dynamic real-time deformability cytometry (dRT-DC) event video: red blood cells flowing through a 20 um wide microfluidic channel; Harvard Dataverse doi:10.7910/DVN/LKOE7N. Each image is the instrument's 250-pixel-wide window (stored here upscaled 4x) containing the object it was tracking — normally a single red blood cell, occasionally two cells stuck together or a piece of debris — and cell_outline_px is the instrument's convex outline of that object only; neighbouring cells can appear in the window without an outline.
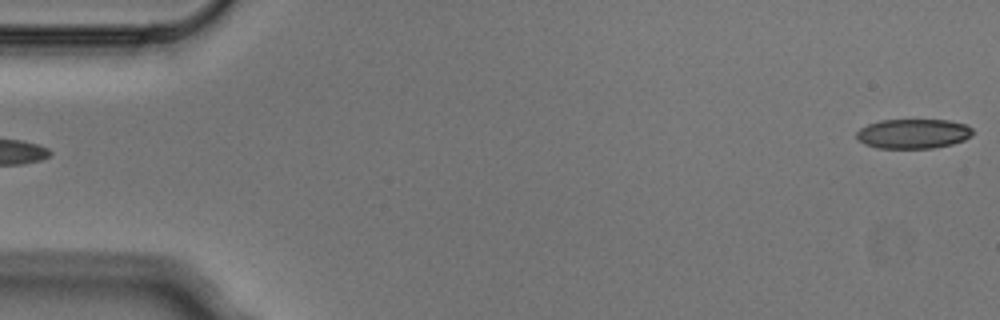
{"species": "Egyptian fruit bat (a non-hibernating species)", "species_latin": "Rousettus aegyptiacus", "temperature_condition": "cold", "stored_images_in_passage": 4, "segment_of_instrument_passage": [2, 2], "camera_frame_rate_fps": 3000, "um_per_image_px": 0.085, "animal": {"sex": "male"}, "frame": {"image": 1, "passage_image": 4, "time_ms": 1.0, "image_size_px": [1000, 320], "cell_outline_px": [[972, 136], [964, 140], [952, 144], [932, 148], [876, 148], [864, 144], [856, 140], [856, 132], [860, 128], [868, 124], [880, 120], [948, 120], [968, 124], [972, 128]], "centroid_in_image_um": [77.61, 11.36], "position_along_channel_um": 7.4, "area_um2": 20.29}}